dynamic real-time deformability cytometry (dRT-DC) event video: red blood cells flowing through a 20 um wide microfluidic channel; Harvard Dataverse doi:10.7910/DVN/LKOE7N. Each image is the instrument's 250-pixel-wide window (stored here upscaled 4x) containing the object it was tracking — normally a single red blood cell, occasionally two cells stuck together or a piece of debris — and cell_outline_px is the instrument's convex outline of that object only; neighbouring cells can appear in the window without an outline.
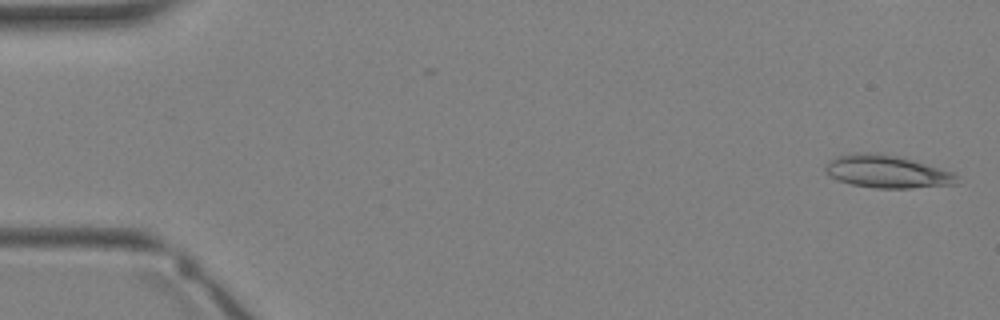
{"species": "Egyptian fruit bat (a non-hibernating species)", "species_latin": "Rousettus aegyptiacus", "temperature_condition": "warm", "stored_images_in_passage": 3, "camera_frame_rate_fps": 3000, "um_per_image_px": 0.085, "animal": {"sex": "female"}, "frame": {"image": 1, "passage_image": 1, "time_ms": 0.0, "image_size_px": [1000, 320], "cell_outline_px": [[960, 184], [912, 188], [876, 188], [852, 184], [828, 176], [824, 168], [828, 160], [836, 156], [860, 152], [880, 152], [912, 160], [952, 172], [956, 176]], "centroid_in_image_um": [75.37, 14.58], "position_along_channel_um": 9.6, "area_um2": 25.03}}